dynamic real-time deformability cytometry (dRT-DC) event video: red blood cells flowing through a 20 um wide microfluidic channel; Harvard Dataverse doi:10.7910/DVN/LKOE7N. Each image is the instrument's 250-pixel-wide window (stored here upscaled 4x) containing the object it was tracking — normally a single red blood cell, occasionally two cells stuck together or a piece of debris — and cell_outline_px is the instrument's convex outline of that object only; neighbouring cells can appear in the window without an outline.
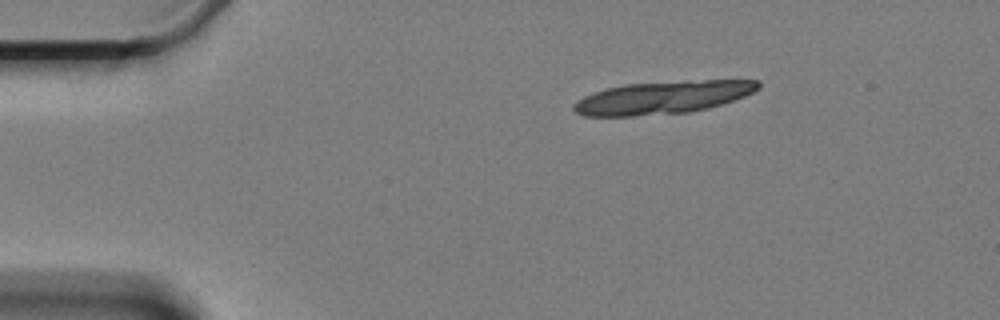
{"species": "Egyptian fruit bat (a non-hibernating species)", "species_latin": "Rousettus aegyptiacus", "temperature_condition": "cold", "stored_images_in_passage": 11, "camera_frame_rate_fps": 3000, "um_per_image_px": 0.085, "animal": {"sex": "female"}, "frame": {"image": 1, "passage_image": 1, "time_ms": 0.0, "image_size_px": [1000, 320], "cell_outline_px": [[760, 88], [744, 96], [708, 108], [688, 112], [632, 116], [584, 116], [576, 112], [572, 108], [584, 96], [604, 88], [624, 84], [688, 80], [760, 80]], "centroid_in_image_um": [56.34, 8.27], "position_along_channel_um": 28.7, "area_um2": 35.08}}